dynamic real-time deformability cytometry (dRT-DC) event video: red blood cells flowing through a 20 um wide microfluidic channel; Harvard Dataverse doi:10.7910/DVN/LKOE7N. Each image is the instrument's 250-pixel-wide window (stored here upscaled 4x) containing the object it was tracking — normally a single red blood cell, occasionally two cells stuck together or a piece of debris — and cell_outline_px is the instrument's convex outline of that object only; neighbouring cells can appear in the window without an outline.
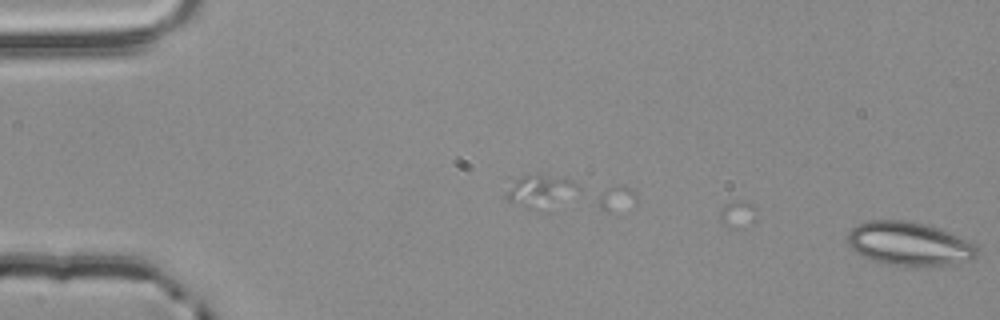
{"species": "common noctule bat (a hibernating species)", "species_latin": "Nyctalus noctula", "temperature_condition": "room temperature", "stored_images_in_passage": 9, "camera_frame_rate_fps": 3000, "um_per_image_px": 0.085, "animal": {"sex": "male", "body_mass_g": 20.4}, "frame": {"image": 1, "passage_image": 9, "time_ms": 2.667, "image_size_px": [1000, 320], "cell_outline_px": [[976, 256], [972, 260], [936, 268], [908, 268], [884, 264], [872, 260], [856, 252], [848, 244], [848, 232], [856, 224], [868, 220], [904, 220], [924, 224], [940, 228], [976, 244]], "centroid_in_image_um": [77.3, 20.77], "position_along_channel_um": 7.7, "area_um2": 33.87}}